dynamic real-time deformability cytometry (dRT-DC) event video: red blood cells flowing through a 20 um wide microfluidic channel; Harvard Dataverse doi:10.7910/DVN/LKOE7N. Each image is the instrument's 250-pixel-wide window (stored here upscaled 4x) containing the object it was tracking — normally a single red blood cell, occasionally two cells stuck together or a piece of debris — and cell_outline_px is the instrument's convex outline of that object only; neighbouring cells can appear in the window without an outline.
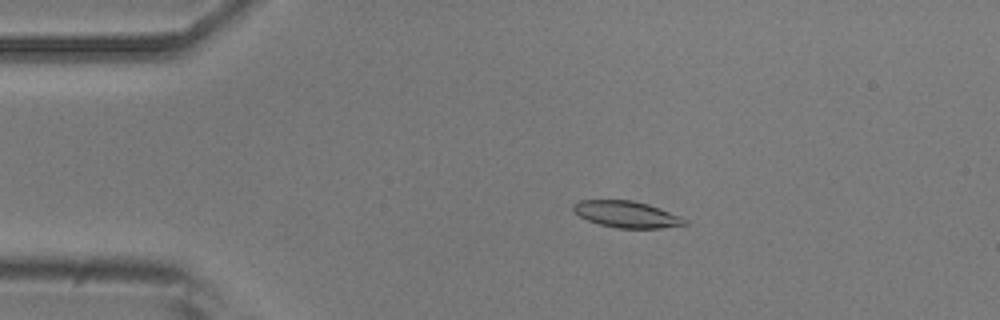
{"species": "common noctule bat (a hibernating species)", "species_latin": "Nyctalus noctula", "temperature_condition": "room temperature", "stored_images_in_passage": 52, "camera_frame_rate_fps": 3000, "um_per_image_px": 0.085, "animal": {"sex": "male", "body_mass_g": 20.5, "forearm_length_mm": 52.5}, "frame": {"image": 1, "passage_image": 10, "time_ms": 3.0, "image_size_px": [1000, 320], "cell_outline_px": [[692, 224], [660, 228], [616, 228], [600, 224], [588, 220], [572, 212], [572, 204], [580, 200], [632, 200], [648, 204], [660, 208], [680, 216], [688, 220]], "centroid_in_image_um": [53.28, 18.22], "position_along_channel_um": 31.7, "area_um2": 17.4}}
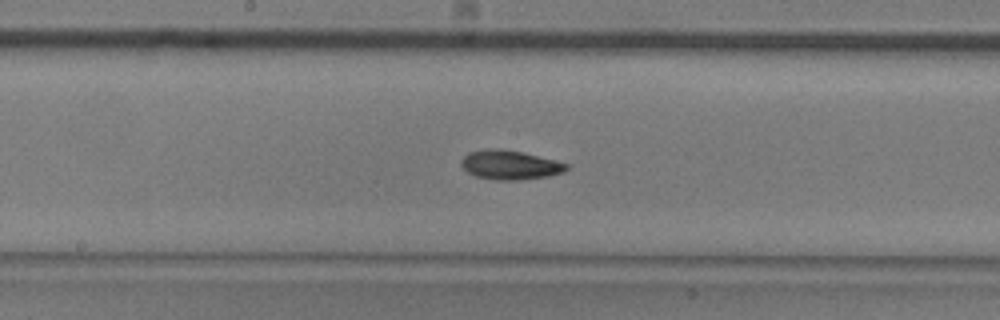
{"frame": {"image": 2, "passage_image": 27, "time_ms": 8.667, "image_size_px": [1000, 320], "cell_outline_px": [[568, 168], [564, 172], [548, 176], [520, 180], [496, 180], [476, 176], [468, 172], [460, 164], [460, 160], [468, 152], [524, 152], [568, 164]], "centroid_in_image_um": [43.39, 14.08], "position_along_channel_um": 204.8, "area_um2": 16.99}}
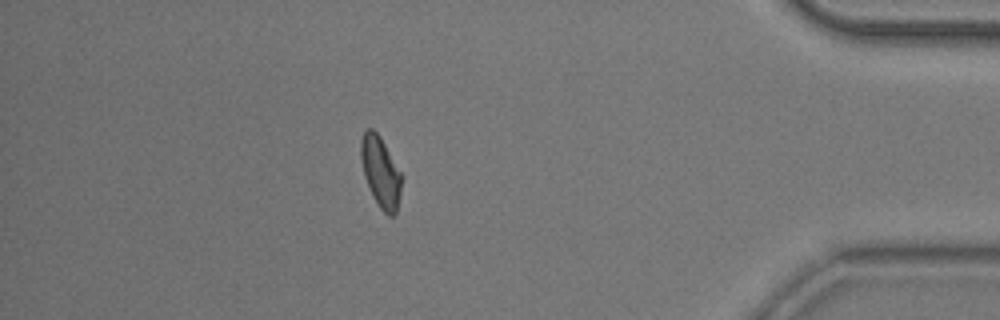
{"frame": {"image": 3, "passage_image": 46, "time_ms": 15.0, "image_size_px": [1000, 320], "cell_outline_px": [[400, 192], [396, 212], [392, 216], [388, 216], [380, 208], [372, 196], [364, 176], [360, 156], [360, 140], [364, 132], [368, 128], [372, 128], [380, 136], [400, 172]], "centroid_in_image_um": [32.31, 14.61], "position_along_channel_um": 402.9, "area_um2": 16.47}}